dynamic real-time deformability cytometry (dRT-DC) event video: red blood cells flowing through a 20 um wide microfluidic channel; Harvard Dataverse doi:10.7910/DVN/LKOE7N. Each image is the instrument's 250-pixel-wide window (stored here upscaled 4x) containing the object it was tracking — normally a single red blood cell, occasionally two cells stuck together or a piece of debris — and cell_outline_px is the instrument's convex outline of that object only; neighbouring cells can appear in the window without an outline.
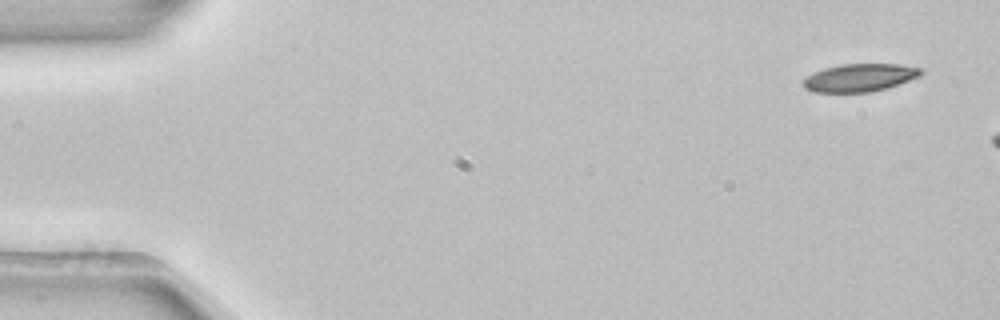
{"species": "common noctule bat (a hibernating species)", "species_latin": "Nyctalus noctula", "temperature_condition": "room temperature", "stored_images_in_passage": 2, "camera_frame_rate_fps": 3000, "um_per_image_px": 0.085, "animal": {"sex": "female", "body_mass_g": 22.7, "forearm_length_mm": 54.2}, "frame": {"image": 1, "passage_image": 1, "time_ms": 0.0, "image_size_px": [1000, 320], "cell_outline_px": [[924, 72], [920, 76], [888, 88], [872, 92], [812, 92], [804, 88], [804, 80], [808, 76], [824, 68], [840, 64], [900, 64], [920, 68]], "centroid_in_image_um": [73.11, 6.6], "position_along_channel_um": 11.9, "area_um2": 19.07}}